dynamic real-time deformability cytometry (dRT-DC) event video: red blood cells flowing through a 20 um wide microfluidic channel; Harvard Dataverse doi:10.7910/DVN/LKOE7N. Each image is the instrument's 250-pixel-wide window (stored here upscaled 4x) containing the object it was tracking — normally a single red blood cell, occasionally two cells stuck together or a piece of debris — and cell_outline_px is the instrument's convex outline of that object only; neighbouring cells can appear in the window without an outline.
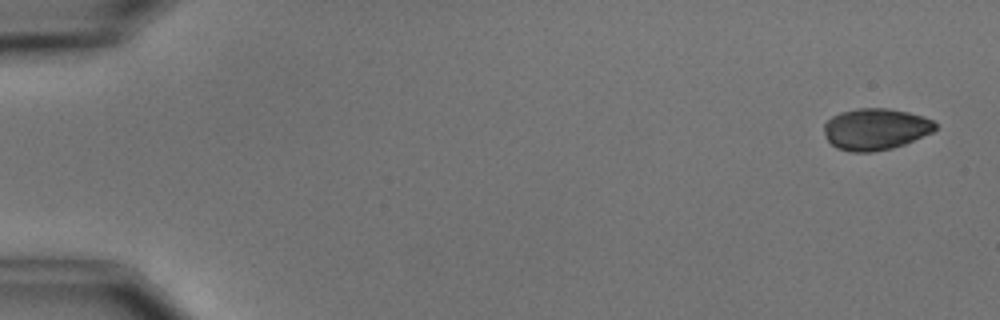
{"species": "common noctule bat (a hibernating species)", "species_latin": "Nyctalus noctula", "temperature_condition": "cold", "stored_images_in_passage": 5, "camera_frame_rate_fps": 3000, "um_per_image_px": 0.085, "animal": {"sex": "male", "body_mass_g": 15.6}, "frame": {"image": 1, "passage_image": 1, "time_ms": 0.0, "image_size_px": [1000, 320], "cell_outline_px": [[936, 128], [932, 132], [904, 144], [892, 148], [872, 152], [852, 152], [836, 148], [828, 140], [824, 132], [824, 124], [832, 116], [840, 112], [860, 108], [888, 108], [908, 112], [924, 116], [932, 120], [936, 124]], "centroid_in_image_um": [74.41, 10.97], "position_along_channel_um": 10.6, "area_um2": 26.88}}
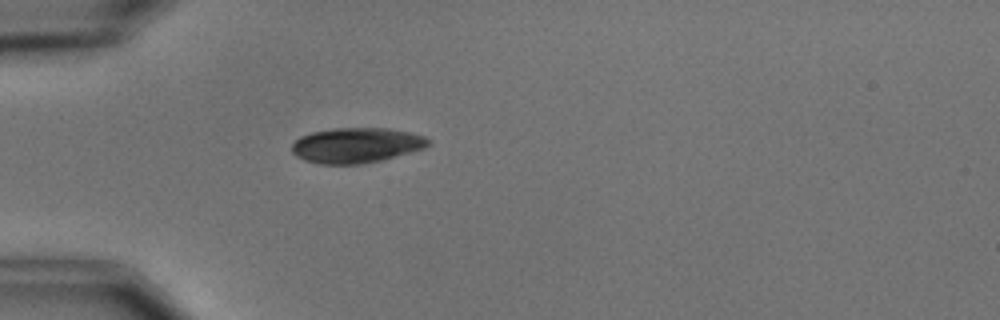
{"frame": {"image": 2, "passage_image": 5, "time_ms": 4.667, "image_size_px": [1000, 320], "cell_outline_px": [[432, 144], [424, 148], [380, 160], [364, 164], [320, 164], [304, 160], [296, 156], [292, 152], [292, 144], [300, 136], [312, 132], [332, 128], [388, 128], [408, 132], [424, 136]], "centroid_in_image_um": [30.26, 12.35], "position_along_channel_um": 54.7, "area_um2": 27.92}}